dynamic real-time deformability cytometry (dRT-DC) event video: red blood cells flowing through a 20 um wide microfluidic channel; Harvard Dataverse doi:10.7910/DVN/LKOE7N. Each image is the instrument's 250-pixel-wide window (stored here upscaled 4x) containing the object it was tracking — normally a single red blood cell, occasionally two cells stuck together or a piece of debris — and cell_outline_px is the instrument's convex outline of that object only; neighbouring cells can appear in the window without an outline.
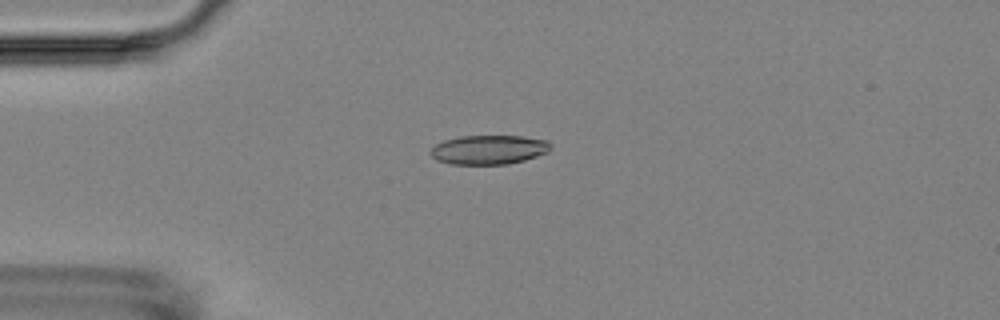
{"species": "Egyptian fruit bat (a non-hibernating species)", "species_latin": "Rousettus aegyptiacus", "temperature_condition": "room temperature", "stored_images_in_passage": 3, "camera_frame_rate_fps": 3000, "um_per_image_px": 0.085, "animal": {"sex": "female"}, "frame": {"image": 1, "passage_image": 2, "time_ms": 1.333, "image_size_px": [1000, 320], "cell_outline_px": [[552, 148], [548, 152], [524, 160], [508, 164], [448, 164], [436, 160], [428, 152], [436, 144], [444, 140], [460, 136], [520, 136], [548, 140], [552, 144]], "centroid_in_image_um": [41.55, 12.72], "position_along_channel_um": 43.5, "area_um2": 20.58}}